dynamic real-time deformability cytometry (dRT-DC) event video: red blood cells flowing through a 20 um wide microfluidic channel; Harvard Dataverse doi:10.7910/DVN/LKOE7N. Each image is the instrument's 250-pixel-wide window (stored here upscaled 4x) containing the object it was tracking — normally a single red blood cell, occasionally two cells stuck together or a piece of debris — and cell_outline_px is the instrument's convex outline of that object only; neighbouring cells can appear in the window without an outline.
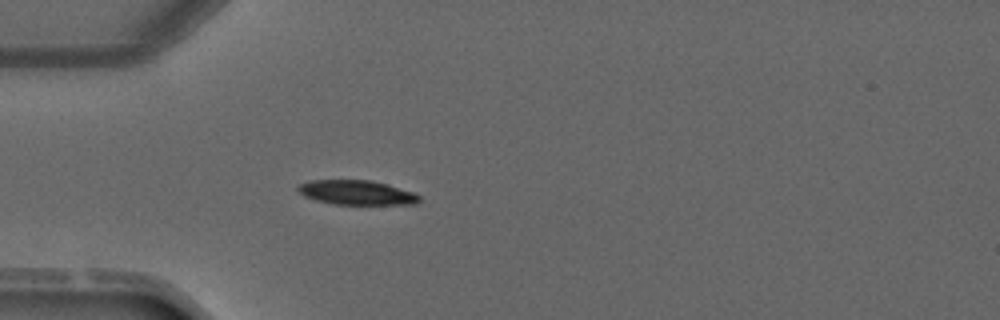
{"species": "common noctule bat (a hibernating species)", "species_latin": "Nyctalus noctula", "temperature_condition": "warm", "stored_images_in_passage": 3, "camera_frame_rate_fps": 3000, "um_per_image_px": 0.085, "animal": {"sex": "male", "forearm_length_mm": 52.5}, "frame": {"image": 1, "passage_image": 3, "time_ms": 3.333, "image_size_px": [1000, 320], "cell_outline_px": [[420, 200], [416, 204], [332, 204], [316, 200], [304, 196], [296, 188], [300, 184], [308, 180], [372, 180], [388, 184], [416, 192], [420, 196]], "centroid_in_image_um": [30.35, 16.36], "position_along_channel_um": 54.7, "area_um2": 17.46}}